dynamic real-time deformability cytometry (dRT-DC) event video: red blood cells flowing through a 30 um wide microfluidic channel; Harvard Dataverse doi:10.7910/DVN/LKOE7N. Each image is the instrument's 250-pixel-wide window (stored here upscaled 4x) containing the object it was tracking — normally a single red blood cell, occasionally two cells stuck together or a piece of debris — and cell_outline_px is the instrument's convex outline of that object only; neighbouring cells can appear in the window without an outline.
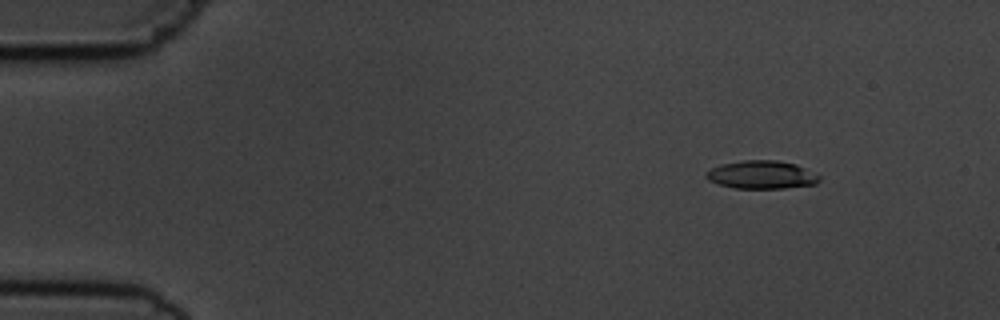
{"species": "common noctule bat (a hibernating species)", "species_latin": "Nyctalus noctula", "temperature_condition": "cold", "stored_images_in_passage": 4, "camera_frame_rate_fps": 3000, "um_per_image_px": 0.085, "animal": {"sex": "male", "body_mass_g": 19.5, "forearm_length_mm": 54.6}, "frame": {"image": 1, "passage_image": 1, "time_ms": 0.0, "image_size_px": [1000, 320], "cell_outline_px": [[820, 180], [816, 184], [784, 188], [736, 188], [720, 184], [708, 180], [704, 176], [704, 172], [720, 164], [744, 160], [776, 160], [796, 164], [820, 176]], "centroid_in_image_um": [64.71, 14.85], "position_along_channel_um": 20.3, "area_um2": 18.5}}
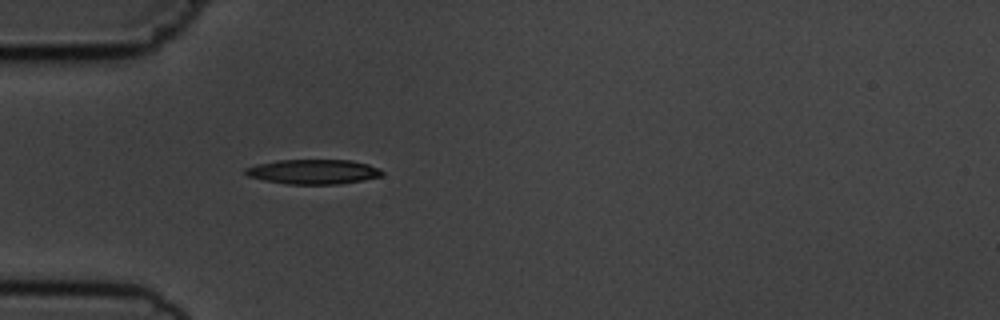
{"frame": {"image": 2, "passage_image": 4, "time_ms": 3.333, "image_size_px": [1000, 320], "cell_outline_px": [[384, 172], [380, 176], [364, 180], [340, 184], [288, 184], [264, 180], [248, 176], [244, 172], [244, 168], [256, 164], [276, 160], [352, 160], [368, 164], [380, 168]], "centroid_in_image_um": [26.63, 14.59], "position_along_channel_um": 58.4, "area_um2": 19.77}}